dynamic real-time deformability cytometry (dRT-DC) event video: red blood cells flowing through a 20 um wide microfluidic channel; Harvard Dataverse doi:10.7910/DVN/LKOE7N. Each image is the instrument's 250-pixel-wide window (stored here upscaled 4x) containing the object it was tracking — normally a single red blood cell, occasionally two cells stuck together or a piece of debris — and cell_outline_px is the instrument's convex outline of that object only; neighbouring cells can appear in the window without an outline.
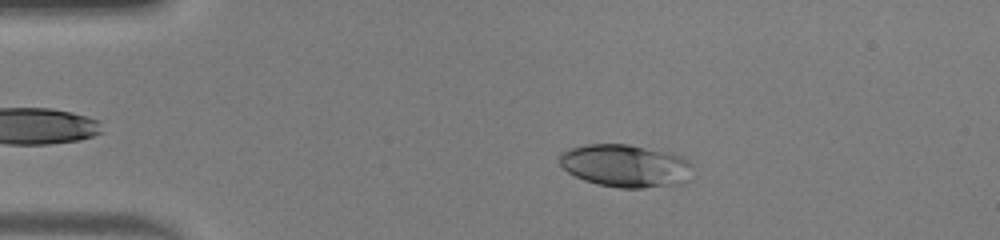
{"species": "human", "species_latin": "Homo sapiens", "temperature_condition": "warm", "stored_images_in_passage": 42, "camera_frame_rate_fps": 3000, "um_per_image_px": 0.085, "donor": {"sex": "male"}, "frame": {"image": 1, "passage_image": 9, "time_ms": 2.667, "image_size_px": [1000, 240], "cell_outline_px": [[692, 180], [684, 184], [640, 188], [620, 188], [596, 184], [584, 180], [568, 172], [560, 164], [560, 152], [568, 148], [584, 144], [628, 144], [672, 152], [684, 156], [692, 164]], "centroid_in_image_um": [53.24, 14.09], "position_along_channel_um": 31.8, "area_um2": 33.93}}
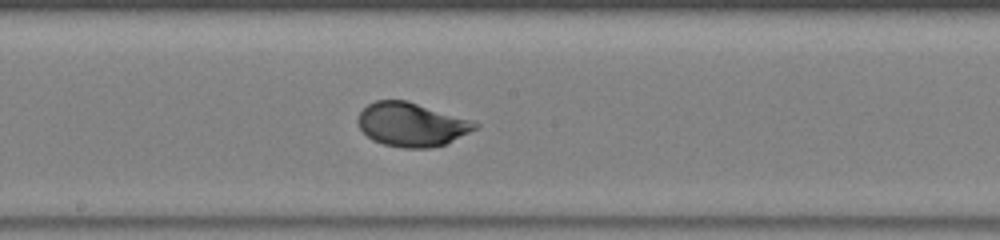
{"frame": {"image": 2, "passage_image": 26, "time_ms": 8.333, "image_size_px": [1000, 240], "cell_outline_px": [[480, 124], [476, 128], [444, 144], [428, 148], [404, 148], [384, 144], [372, 140], [360, 128], [356, 120], [360, 112], [368, 104], [376, 100], [408, 100], [472, 120]], "centroid_in_image_um": [34.96, 10.57], "position_along_channel_um": 213.2, "area_um2": 29.71}}
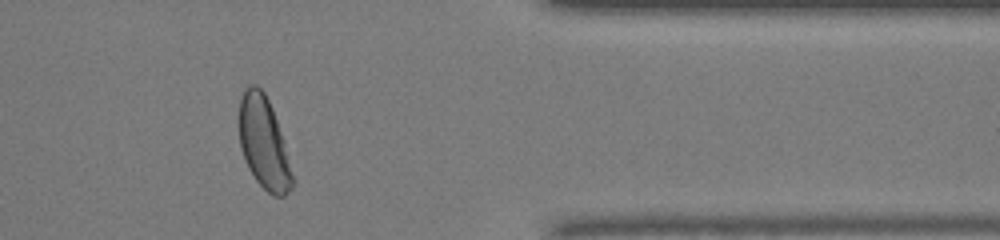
{"frame": {"image": 3, "passage_image": 40, "time_ms": 13.0, "image_size_px": [1000, 240], "cell_outline_px": [[292, 188], [284, 196], [272, 196], [256, 180], [248, 168], [244, 160], [240, 148], [236, 116], [240, 96], [244, 88], [248, 84], [256, 84], [264, 92], [268, 100], [284, 140], [292, 176]], "centroid_in_image_um": [22.34, 12.08], "position_along_channel_um": 389.1, "area_um2": 28.96}, "authors_computed_cell_mechanics": {"area_um2": 30.056, "velocity_mm_per_s": 4.1655, "shape_relaxation_time_tau1_ms": 3.2101, "shape_relaxation_time_tau2_ms": null, "deformation_change_tau1": 0.1915, "deformation_change_tau2": null}}